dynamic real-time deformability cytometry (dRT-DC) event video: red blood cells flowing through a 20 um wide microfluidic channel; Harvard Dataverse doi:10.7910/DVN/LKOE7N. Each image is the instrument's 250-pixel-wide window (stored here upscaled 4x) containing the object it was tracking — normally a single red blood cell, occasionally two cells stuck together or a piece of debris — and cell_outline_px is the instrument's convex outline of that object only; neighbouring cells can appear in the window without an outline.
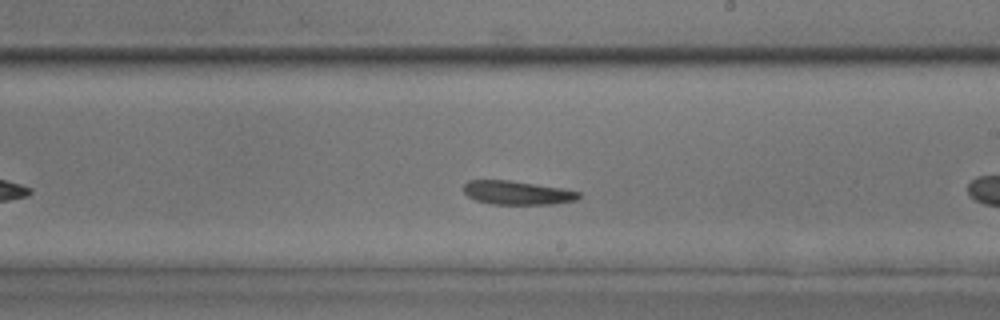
{"species": "common noctule bat (a hibernating species)", "species_latin": "Nyctalus noctula", "temperature_condition": "room temperature", "stored_images_in_passage": 37, "camera_frame_rate_fps": 3000, "um_per_image_px": 0.085, "animal": {"sex": "male", "body_mass_g": 17.9, "forearm_length_mm": 54.2}, "frame": {"image": 1, "passage_image": 16, "time_ms": 5.0, "image_size_px": [1000, 320], "cell_outline_px": [[580, 196], [576, 200], [552, 204], [492, 204], [476, 200], [468, 196], [464, 192], [464, 184], [468, 180], [508, 180], [560, 188], [580, 192]], "centroid_in_image_um": [43.93, 16.38], "position_along_channel_um": 245.1, "area_um2": 15.72}}
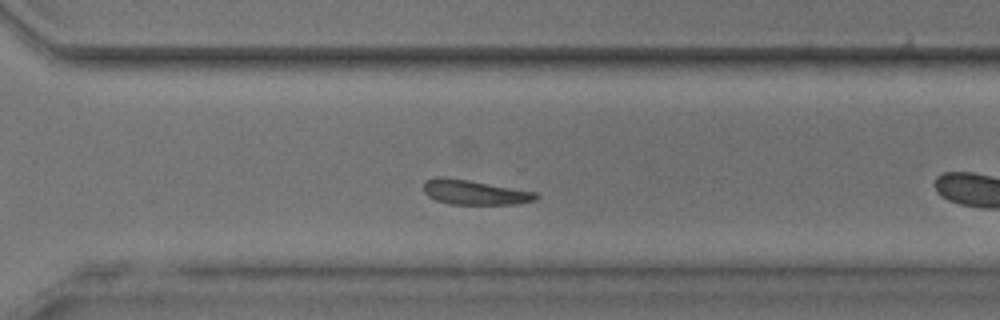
{"frame": {"image": 2, "passage_image": 22, "time_ms": 7.0, "image_size_px": [1000, 320], "cell_outline_px": [[536, 200], [516, 204], [452, 204], [436, 200], [428, 196], [424, 192], [424, 180], [436, 176], [444, 176], [468, 180], [536, 192]], "centroid_in_image_um": [40.28, 16.33], "position_along_channel_um": 330.3, "area_um2": 16.07}}
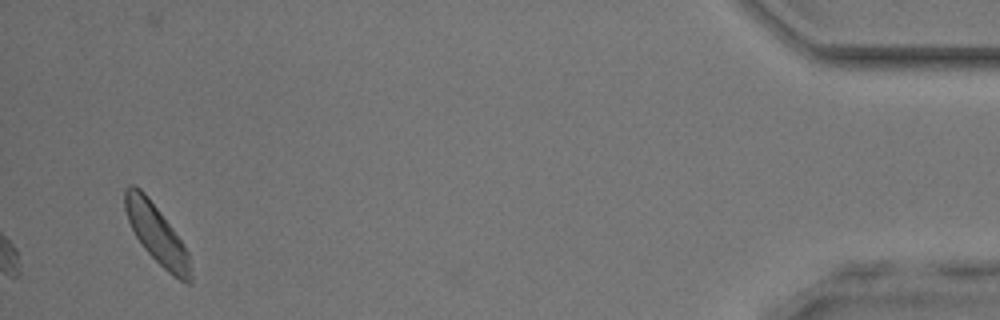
{"frame": {"image": 3, "passage_image": 37, "time_ms": 12.0, "image_size_px": [1000, 320], "cell_outline_px": [[192, 284], [184, 284], [168, 272], [144, 248], [136, 236], [128, 220], [124, 208], [124, 188], [128, 184], [132, 184], [140, 188], [144, 192], [160, 212], [172, 228], [188, 252], [192, 272]], "centroid_in_image_um": [13.32, 19.91], "position_along_channel_um": 421.9, "area_um2": 22.31}}